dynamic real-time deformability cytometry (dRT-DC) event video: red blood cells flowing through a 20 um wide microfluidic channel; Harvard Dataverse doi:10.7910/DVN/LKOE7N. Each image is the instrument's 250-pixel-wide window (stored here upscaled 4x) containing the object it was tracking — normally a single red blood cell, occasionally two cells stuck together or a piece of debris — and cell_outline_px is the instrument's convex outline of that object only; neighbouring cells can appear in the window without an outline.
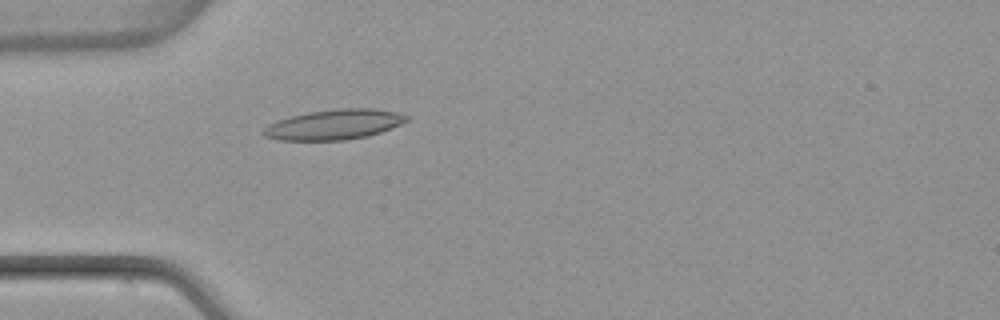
{"species": "common noctule bat (a hibernating species)", "species_latin": "Nyctalus noctula", "temperature_condition": "warm", "stored_images_in_passage": 4, "camera_frame_rate_fps": 3000, "um_per_image_px": 0.085, "animal": {"sex": "female", "body_mass_g": 22.7, "forearm_length_mm": 54.2}, "frame": {"image": 1, "passage_image": 4, "time_ms": 4.667, "image_size_px": [1000, 320], "cell_outline_px": [[408, 120], [392, 128], [368, 136], [344, 140], [280, 140], [264, 136], [260, 132], [268, 124], [276, 120], [288, 116], [308, 112], [340, 108], [372, 108], [396, 112], [408, 116]], "centroid_in_image_um": [28.36, 10.58], "position_along_channel_um": 56.6, "area_um2": 25.2}}